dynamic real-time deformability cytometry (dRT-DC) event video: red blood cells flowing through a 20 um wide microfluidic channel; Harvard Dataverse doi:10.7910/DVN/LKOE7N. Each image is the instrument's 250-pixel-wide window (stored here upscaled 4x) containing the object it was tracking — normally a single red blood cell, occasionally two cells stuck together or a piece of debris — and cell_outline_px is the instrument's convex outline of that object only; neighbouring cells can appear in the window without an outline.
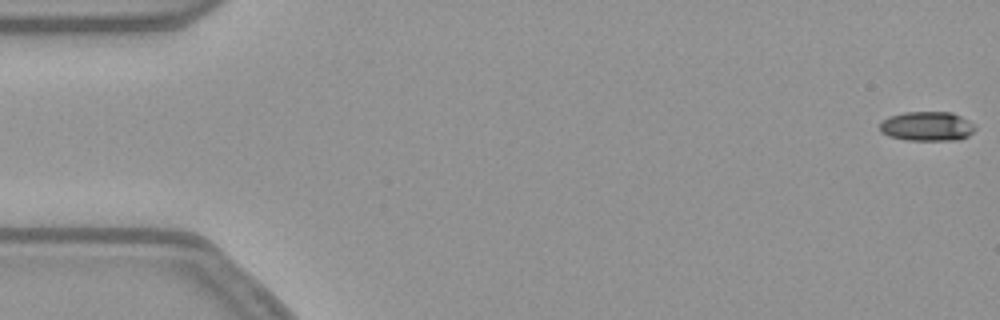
{"species": "common noctule bat (a hibernating species)", "species_latin": "Nyctalus noctula", "temperature_condition": "warm", "stored_images_in_passage": 44, "camera_frame_rate_fps": 3000, "um_per_image_px": 0.085, "animal": {"sex": "female", "body_mass_g": 21.9}, "frame": {"image": 1, "passage_image": 1, "time_ms": 0.0, "image_size_px": [1000, 320], "cell_outline_px": [[976, 128], [968, 136], [960, 140], [908, 140], [888, 136], [880, 132], [880, 120], [888, 116], [904, 112], [952, 112], [976, 124]], "centroid_in_image_um": [78.79, 10.73], "position_along_channel_um": 6.2, "area_um2": 16.59}}
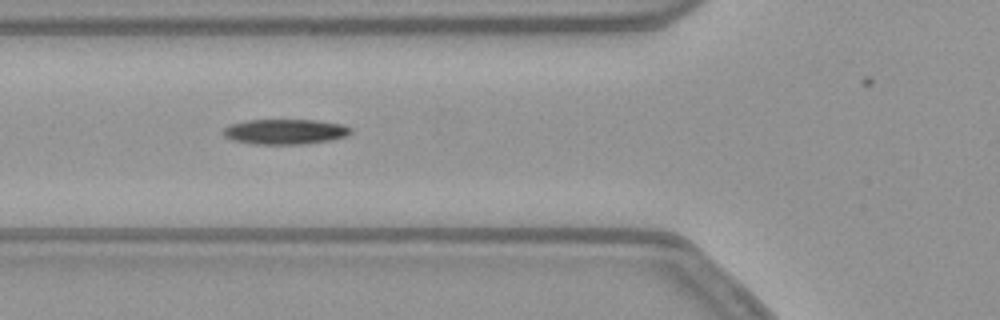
{"frame": {"image": 2, "passage_image": 20, "time_ms": 6.333, "image_size_px": [1000, 320], "cell_outline_px": [[352, 132], [348, 136], [332, 140], [304, 144], [252, 144], [232, 140], [224, 136], [224, 128], [228, 124], [248, 120], [316, 120], [344, 124], [352, 128]], "centroid_in_image_um": [24.27, 11.19], "position_along_channel_um": 101.5, "area_um2": 18.96}}
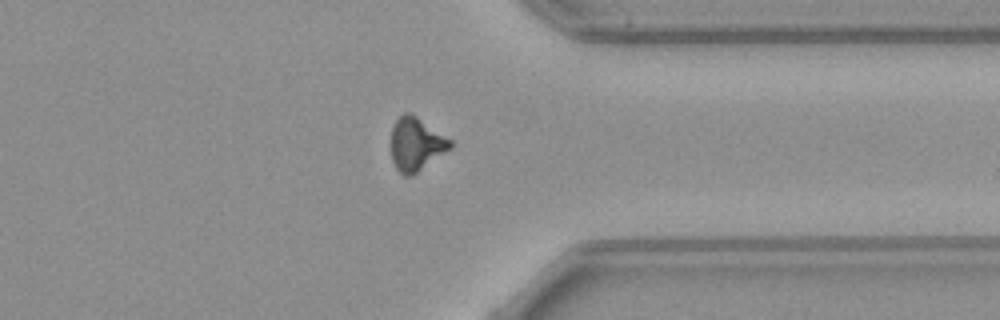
{"frame": {"image": 3, "passage_image": 42, "time_ms": 13.667, "image_size_px": [1000, 320], "cell_outline_px": [[452, 148], [412, 176], [404, 176], [396, 168], [392, 160], [392, 128], [396, 120], [404, 112], [408, 112], [416, 116], [452, 140]], "centroid_in_image_um": [35.38, 12.27], "position_along_channel_um": 376.0, "area_um2": 18.26}}